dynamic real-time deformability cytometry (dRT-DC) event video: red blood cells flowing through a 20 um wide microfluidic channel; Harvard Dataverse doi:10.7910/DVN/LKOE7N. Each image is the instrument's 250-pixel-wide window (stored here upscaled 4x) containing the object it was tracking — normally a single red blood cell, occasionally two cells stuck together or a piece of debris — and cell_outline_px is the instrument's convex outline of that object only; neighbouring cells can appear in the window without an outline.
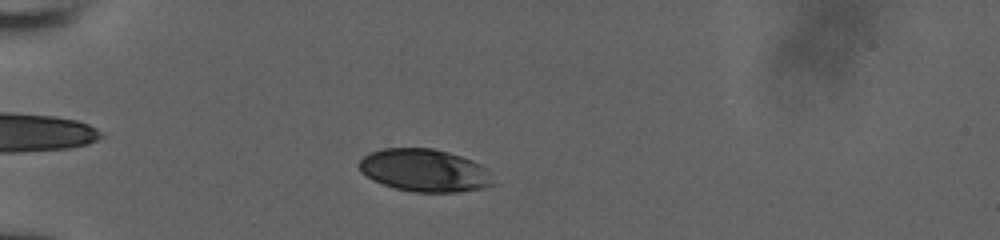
{"species": "human", "species_latin": "Homo sapiens", "temperature_condition": "room temperature", "stored_images_in_passage": 39, "camera_frame_rate_fps": 3000, "um_per_image_px": 0.085, "donor": {"sex": "male"}, "frame": {"image": 1, "passage_image": 8, "time_ms": 2.667, "image_size_px": [1000, 240], "cell_outline_px": [[492, 184], [484, 188], [460, 192], [412, 192], [396, 188], [372, 180], [360, 172], [360, 160], [364, 156], [372, 152], [384, 148], [432, 148], [448, 152], [472, 160], [488, 168]], "centroid_in_image_um": [36.09, 14.49], "position_along_channel_um": 48.9, "area_um2": 33.18}}
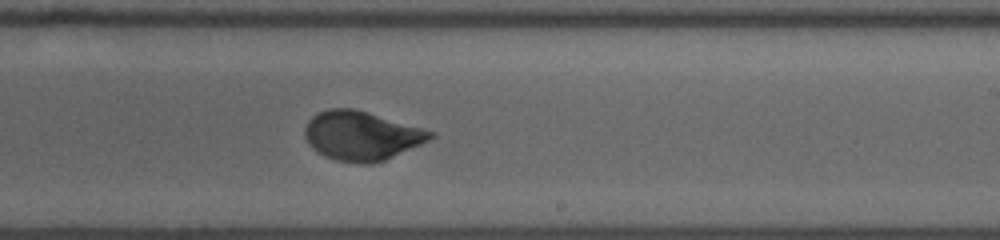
{"frame": {"image": 2, "passage_image": 23, "time_ms": 9.0, "image_size_px": [1000, 240], "cell_outline_px": [[436, 136], [420, 144], [384, 160], [372, 164], [356, 164], [336, 160], [324, 156], [316, 152], [308, 144], [304, 136], [304, 128], [308, 120], [312, 116], [328, 108], [352, 108], [436, 132]], "centroid_in_image_um": [30.68, 11.55], "position_along_channel_um": 258.3, "area_um2": 35.84}}
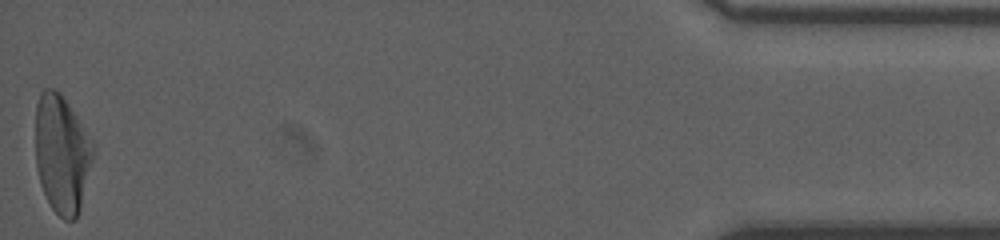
{"frame": {"image": 3, "passage_image": 39, "time_ms": 15.667, "image_size_px": [1000, 240], "cell_outline_px": [[92, 160], [80, 208], [76, 220], [64, 220], [52, 208], [40, 184], [36, 168], [36, 104], [40, 92], [44, 88], [52, 88], [60, 92], [92, 140]], "centroid_in_image_um": [5.23, 13.07], "position_along_channel_um": 430.0, "area_um2": 39.3}, "authors_computed_cell_mechanics": {"area_um2": 35.258, "velocity_mm_per_s": 3.8136, "shape_relaxation_time_tau1_ms": 5.3074, "shape_relaxation_time_tau2_ms": null, "deformation_change_tau1": 0.1866, "deformation_change_tau2": null}}